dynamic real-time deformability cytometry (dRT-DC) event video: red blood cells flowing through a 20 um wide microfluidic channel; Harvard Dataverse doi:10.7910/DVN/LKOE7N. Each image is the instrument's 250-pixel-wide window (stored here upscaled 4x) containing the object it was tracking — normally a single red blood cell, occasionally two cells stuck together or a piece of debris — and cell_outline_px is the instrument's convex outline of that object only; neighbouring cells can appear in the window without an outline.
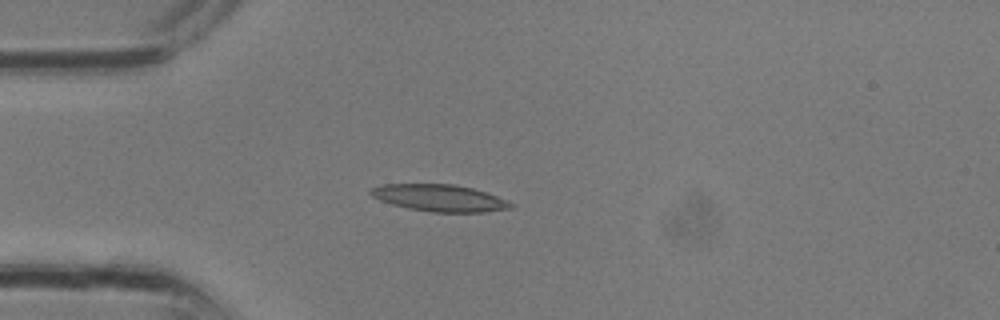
{"species": "common noctule bat (a hibernating species)", "species_latin": "Nyctalus noctula", "temperature_condition": "room temperature", "stored_images_in_passage": 13, "camera_frame_rate_fps": 3000, "um_per_image_px": 0.085, "animal": {"sex": "male", "body_mass_g": 13.3}, "frame": {"image": 1, "passage_image": 8, "time_ms": 2.333, "image_size_px": [1000, 320], "cell_outline_px": [[516, 204], [512, 208], [484, 212], [432, 212], [408, 208], [392, 204], [380, 200], [372, 196], [368, 192], [372, 188], [380, 184], [452, 184], [472, 188], [508, 200]], "centroid_in_image_um": [37.37, 16.83], "position_along_channel_um": 47.6, "area_um2": 21.91}}
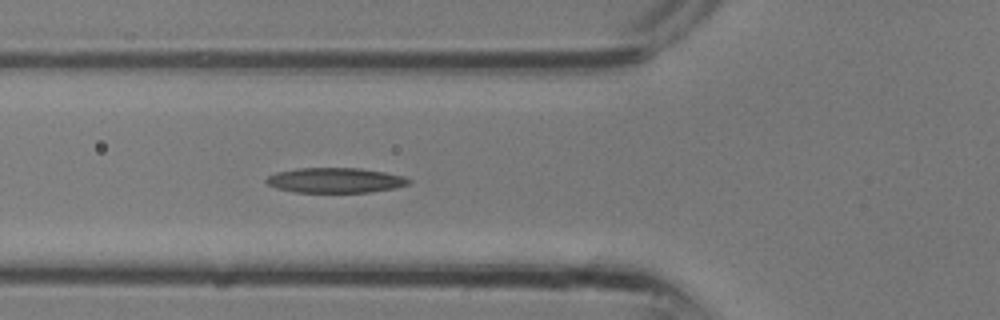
{"frame": {"image": 2, "passage_image": 11, "time_ms": 3.333, "image_size_px": [1000, 320], "cell_outline_px": [[412, 180], [408, 184], [396, 188], [372, 192], [296, 192], [276, 188], [268, 184], [264, 180], [268, 176], [276, 172], [296, 168], [360, 168], [384, 172], [404, 176]], "centroid_in_image_um": [28.5, 15.32], "position_along_channel_um": 97.3, "area_um2": 20.87}}
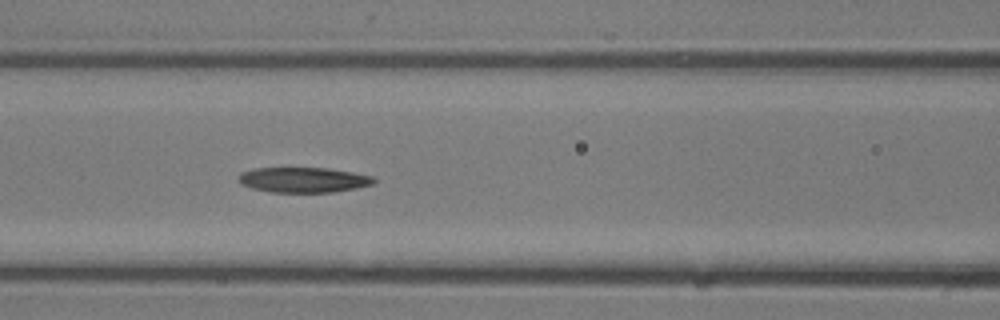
{"frame": {"image": 3, "passage_image": 13, "time_ms": 4.0, "image_size_px": [1000, 320], "cell_outline_px": [[376, 180], [372, 184], [356, 188], [332, 192], [272, 192], [252, 188], [240, 184], [240, 172], [252, 168], [328, 168], [352, 172], [372, 176]], "centroid_in_image_um": [25.78, 15.28], "position_along_channel_um": 140.8, "area_um2": 19.77}}